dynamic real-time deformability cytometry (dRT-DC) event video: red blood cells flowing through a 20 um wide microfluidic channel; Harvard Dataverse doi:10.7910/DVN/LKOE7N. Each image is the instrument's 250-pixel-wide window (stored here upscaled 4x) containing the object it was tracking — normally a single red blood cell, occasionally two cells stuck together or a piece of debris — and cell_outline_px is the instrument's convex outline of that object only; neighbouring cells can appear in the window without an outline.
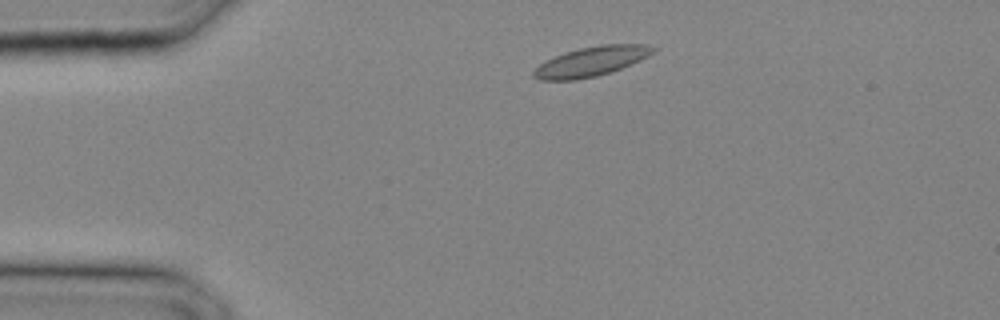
{"species": "common noctule bat (a hibernating species)", "species_latin": "Nyctalus noctula", "temperature_condition": "cold", "stored_images_in_passage": 8, "camera_frame_rate_fps": 3000, "um_per_image_px": 0.085, "animal": {"sex": "male", "body_mass_g": 20.4}, "frame": {"image": 1, "passage_image": 3, "time_ms": 0.667, "image_size_px": [1000, 320], "cell_outline_px": [[656, 48], [648, 56], [632, 64], [596, 76], [576, 80], [540, 80], [532, 76], [532, 72], [540, 64], [556, 56], [580, 48], [600, 44], [648, 44]], "centroid_in_image_um": [50.26, 5.22], "position_along_channel_um": 34.7, "area_um2": 20.29}}
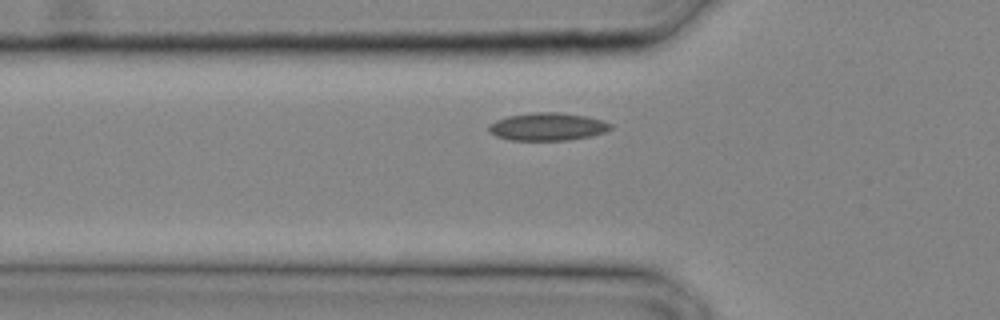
{"frame": {"image": 2, "passage_image": 7, "time_ms": 2.0, "image_size_px": [1000, 320], "cell_outline_px": [[612, 128], [604, 132], [592, 136], [568, 140], [508, 140], [496, 136], [488, 132], [488, 124], [496, 120], [508, 116], [532, 112], [560, 112], [584, 116], [604, 120], [612, 124]], "centroid_in_image_um": [46.52, 10.77], "position_along_channel_um": 79.3, "area_um2": 19.88}}